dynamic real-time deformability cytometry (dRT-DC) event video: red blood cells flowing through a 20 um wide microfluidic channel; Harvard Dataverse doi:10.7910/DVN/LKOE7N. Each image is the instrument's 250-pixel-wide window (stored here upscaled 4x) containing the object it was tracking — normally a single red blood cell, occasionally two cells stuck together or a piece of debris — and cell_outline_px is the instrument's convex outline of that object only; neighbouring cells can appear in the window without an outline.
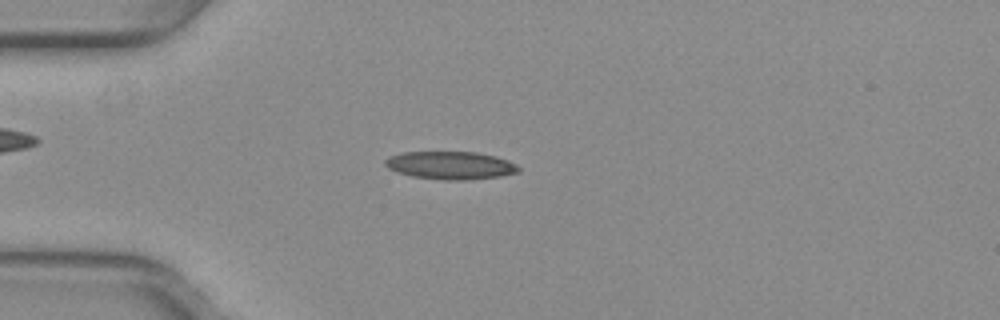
{"species": "common noctule bat (a hibernating species)", "species_latin": "Nyctalus noctula", "temperature_condition": "warm", "stored_images_in_passage": 29, "camera_frame_rate_fps": 3000, "um_per_image_px": 0.085, "animal": {"sex": "female", "body_mass_g": 29.2, "forearm_length_mm": 56.3}, "frame": {"image": 1, "passage_image": 3, "time_ms": 0.667, "image_size_px": [1000, 320], "cell_outline_px": [[520, 172], [500, 176], [464, 180], [444, 180], [412, 176], [396, 172], [388, 168], [384, 164], [384, 160], [388, 156], [404, 152], [476, 152], [496, 156], [508, 160], [516, 164], [520, 168]], "centroid_in_image_um": [38.29, 14.05], "position_along_channel_um": 46.7, "area_um2": 21.79}}
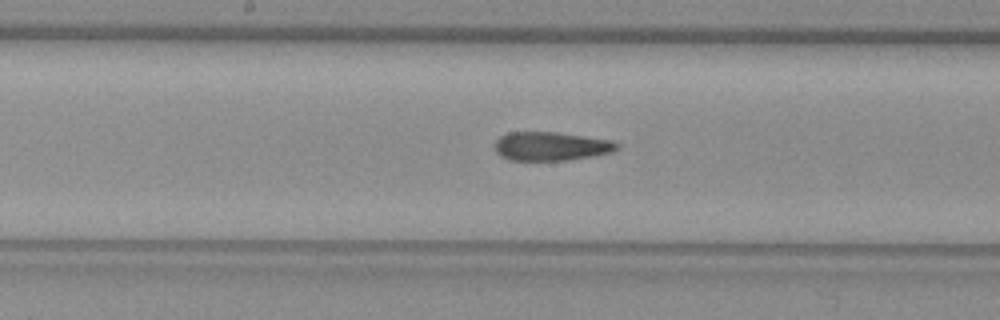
{"frame": {"image": 2, "passage_image": 16, "time_ms": 5.0, "image_size_px": [1000, 320], "cell_outline_px": [[620, 148], [612, 152], [592, 156], [568, 160], [508, 160], [500, 156], [496, 152], [496, 140], [500, 136], [508, 132], [556, 132], [612, 140], [620, 144]], "centroid_in_image_um": [46.85, 12.43], "position_along_channel_um": 201.3, "area_um2": 20.52}}
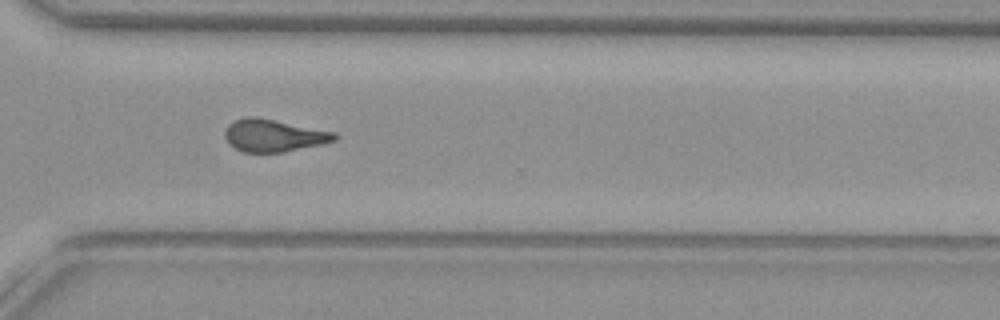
{"frame": {"image": 3, "passage_image": 27, "time_ms": 8.667, "image_size_px": [1000, 320], "cell_outline_px": [[340, 136], [336, 140], [324, 144], [284, 152], [244, 152], [228, 144], [224, 136], [224, 132], [228, 124], [244, 116], [256, 116], [336, 132]], "centroid_in_image_um": [23.28, 11.51], "position_along_channel_um": 347.3, "area_um2": 20.98}, "authors_computed_cell_mechanics": {"area_um2": 21.1548, "velocity_mm_per_s": 3.9929, "shape_relaxation_time_tau1_ms": null, "shape_relaxation_time_tau2_ms": 2.8291, "deformation_change_tau1": null, "deformation_change_tau2": 0.1159}}